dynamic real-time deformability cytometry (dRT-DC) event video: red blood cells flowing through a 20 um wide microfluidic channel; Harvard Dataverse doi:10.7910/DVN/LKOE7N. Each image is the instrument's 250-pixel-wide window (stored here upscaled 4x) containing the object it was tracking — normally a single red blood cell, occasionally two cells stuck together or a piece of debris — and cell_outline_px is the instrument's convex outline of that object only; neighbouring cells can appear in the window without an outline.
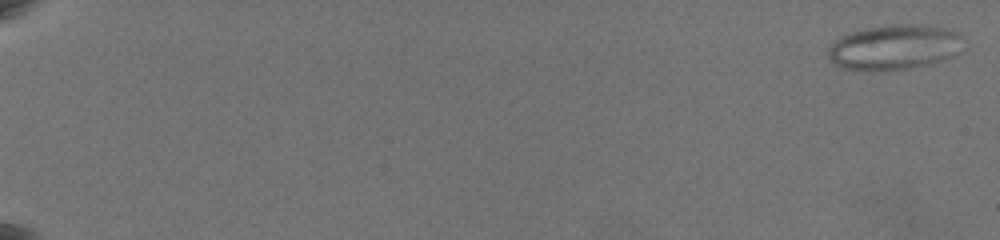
{"species": "common noctule bat (a hibernating species)", "species_latin": "Nyctalus noctula", "temperature_condition": "warm", "stored_images_in_passage": 15, "camera_frame_rate_fps": 3000, "um_per_image_px": 0.085, "animal": {"sex": "female", "body_mass_g": 19.5, "forearm_length_mm": 54.1}, "frame": {"image": 1, "passage_image": 1, "time_ms": 0.0, "image_size_px": [1000, 240], "cell_outline_px": [[960, 52], [956, 56], [944, 60], [928, 64], [908, 68], [880, 72], [840, 68], [828, 60], [828, 48], [840, 36], [852, 32], [868, 28], [888, 24], [920, 24], [952, 28], [960, 32]], "centroid_in_image_um": [76.02, 4.02], "position_along_channel_um": 9.0, "area_um2": 36.13}}
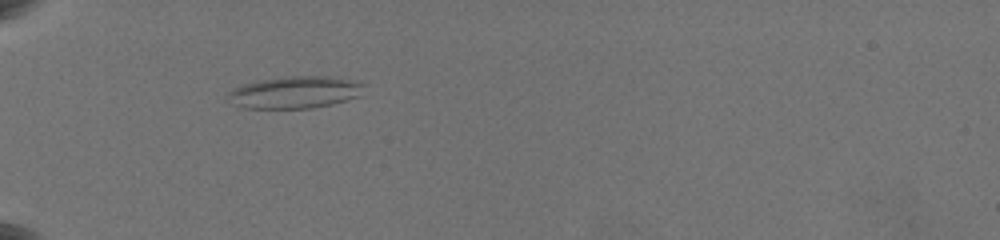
{"frame": {"image": 2, "passage_image": 13, "time_ms": 7.333, "image_size_px": [1000, 240], "cell_outline_px": [[364, 84], [360, 96], [348, 100], [332, 104], [312, 108], [240, 108], [232, 104], [228, 96], [228, 92], [232, 88], [256, 80], [280, 76], [328, 76], [356, 80]], "centroid_in_image_um": [25.05, 7.84], "position_along_channel_um": 59.9, "area_um2": 25.84}}